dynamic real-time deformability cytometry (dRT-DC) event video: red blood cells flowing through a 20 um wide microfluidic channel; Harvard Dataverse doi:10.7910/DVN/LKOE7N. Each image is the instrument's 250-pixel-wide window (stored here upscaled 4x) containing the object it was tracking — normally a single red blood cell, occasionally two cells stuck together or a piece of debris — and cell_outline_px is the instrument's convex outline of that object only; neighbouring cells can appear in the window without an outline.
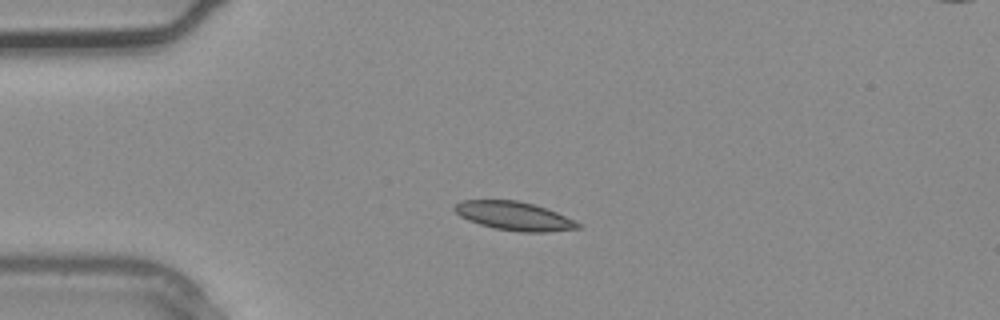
{"species": "common noctule bat (a hibernating species)", "species_latin": "Nyctalus noctula", "temperature_condition": "warm", "stored_images_in_passage": 3, "camera_frame_rate_fps": 3000, "um_per_image_px": 0.085, "animal": {"sex": "male", "body_mass_g": 20.4}, "frame": {"image": 1, "passage_image": 2, "time_ms": 0.333, "image_size_px": [1000, 320], "cell_outline_px": [[580, 228], [548, 232], [520, 232], [496, 228], [480, 224], [468, 220], [460, 216], [452, 208], [460, 200], [516, 200], [532, 204], [556, 212], [580, 224]], "centroid_in_image_um": [43.66, 18.36], "position_along_channel_um": 41.3, "area_um2": 20.29}}
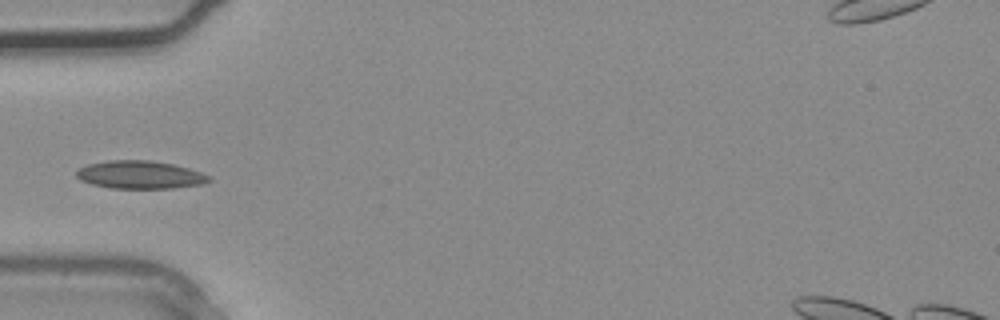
{"frame": {"image": 2, "passage_image": 3, "time_ms": 0.667, "image_size_px": [1000, 320], "cell_outline_px": [[212, 180], [204, 184], [172, 188], [112, 188], [92, 184], [80, 180], [76, 176], [76, 172], [80, 168], [88, 164], [108, 160], [148, 160], [172, 164], [188, 168], [212, 176]], "centroid_in_image_um": [11.92, 14.86], "position_along_channel_um": 73.1, "area_um2": 21.56}}